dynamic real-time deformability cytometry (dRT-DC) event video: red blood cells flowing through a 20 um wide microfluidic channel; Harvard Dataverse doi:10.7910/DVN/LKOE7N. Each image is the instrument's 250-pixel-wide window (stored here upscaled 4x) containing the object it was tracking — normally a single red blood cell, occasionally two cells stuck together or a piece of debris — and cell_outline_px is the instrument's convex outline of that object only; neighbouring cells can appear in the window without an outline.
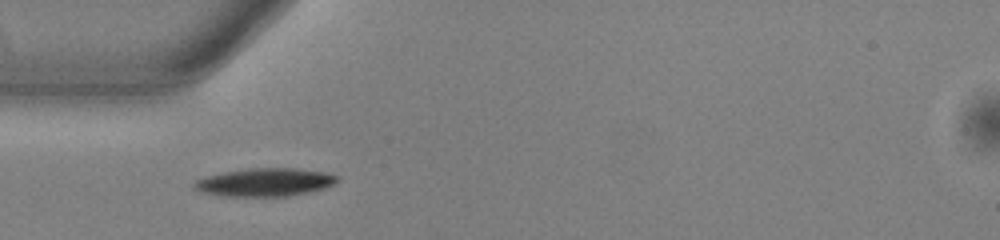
{"species": "common noctule bat (a hibernating species)", "species_latin": "Nyctalus noctula", "temperature_condition": "warm", "stored_images_in_passage": 32, "camera_frame_rate_fps": 3000, "um_per_image_px": 0.085, "animal": {"sex": "male", "body_mass_g": 13.0, "forearm_length_mm": 53.1}, "frame": {"image": 1, "passage_image": 1, "time_ms": 0.0, "image_size_px": [1000, 240], "cell_outline_px": [[340, 180], [324, 188], [312, 192], [288, 196], [216, 196], [200, 192], [192, 184], [196, 180], [204, 176], [224, 172], [252, 168], [296, 168], [324, 172], [340, 176]], "centroid_in_image_um": [22.52, 15.5], "position_along_channel_um": 62.5, "area_um2": 23.64}}
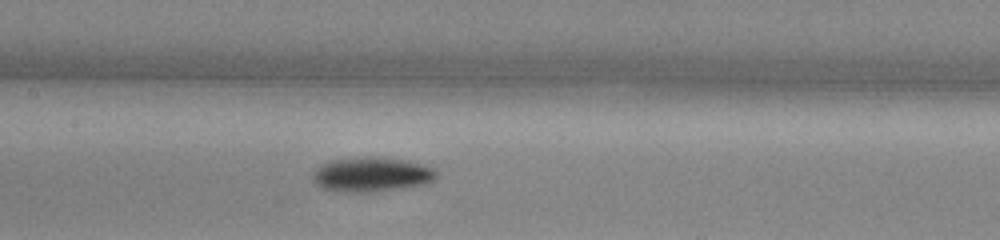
{"frame": {"image": 2, "passage_image": 10, "time_ms": 3.0, "image_size_px": [1000, 240], "cell_outline_px": [[436, 180], [428, 184], [404, 188], [372, 192], [348, 192], [320, 188], [312, 180], [312, 176], [324, 164], [332, 160], [356, 156], [372, 156], [404, 160], [424, 164], [432, 168], [436, 172]], "centroid_in_image_um": [31.63, 14.83], "position_along_channel_um": 175.8, "area_um2": 25.09}}
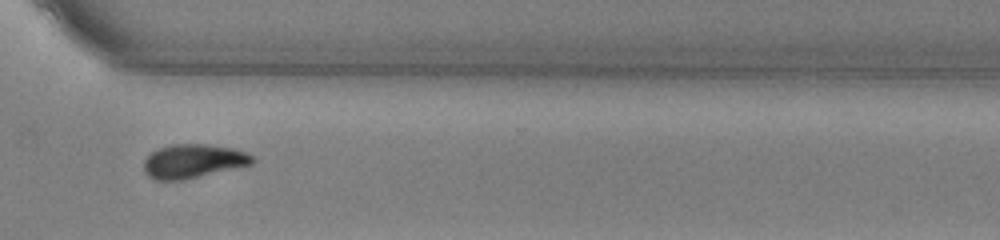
{"frame": {"image": 3, "passage_image": 24, "time_ms": 7.667, "image_size_px": [1000, 240], "cell_outline_px": [[256, 160], [252, 164], [184, 180], [152, 180], [144, 172], [144, 160], [152, 152], [160, 148], [172, 144], [208, 144], [232, 148], [244, 152], [252, 156]], "centroid_in_image_um": [16.4, 13.71], "position_along_channel_um": 354.2, "area_um2": 21.39}, "authors_computed_cell_mechanics": {"area_um2": 22.4264, "velocity_mm_per_s": 3.8189, "shape_relaxation_time_tau1_ms": 2.2439, "shape_relaxation_time_tau2_ms": null, "deformation_change_tau1": 0.1262, "deformation_change_tau2": null}}